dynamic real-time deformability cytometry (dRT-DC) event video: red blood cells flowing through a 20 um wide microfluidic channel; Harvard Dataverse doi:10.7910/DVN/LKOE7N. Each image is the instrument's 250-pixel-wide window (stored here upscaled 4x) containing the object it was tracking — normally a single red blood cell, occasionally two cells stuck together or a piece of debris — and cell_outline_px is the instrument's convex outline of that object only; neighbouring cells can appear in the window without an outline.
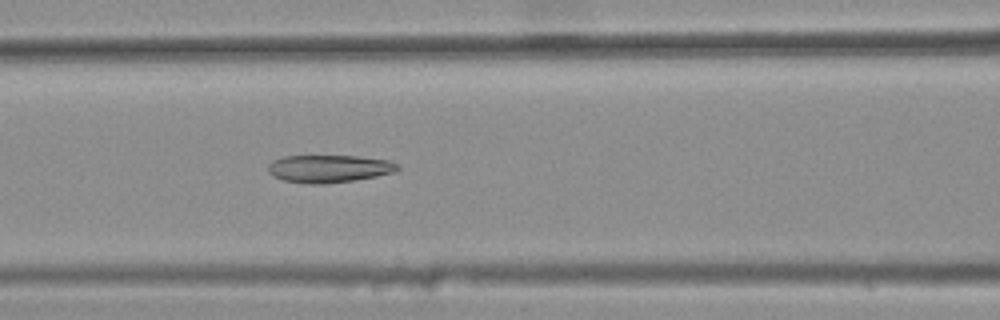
{"species": "common noctule bat (a hibernating species)", "species_latin": "Nyctalus noctula", "temperature_condition": "warm", "stored_images_in_passage": 38, "camera_frame_rate_fps": 3000, "um_per_image_px": 0.085, "animal": {"sex": "female", "body_mass_g": 25.1}, "frame": {"image": 1, "passage_image": 15, "time_ms": 4.667, "image_size_px": [1000, 320], "cell_outline_px": [[400, 168], [392, 172], [376, 176], [356, 180], [324, 184], [308, 184], [284, 180], [272, 176], [268, 172], [268, 164], [272, 160], [284, 156], [356, 156], [388, 160], [400, 164]], "centroid_in_image_um": [27.94, 14.34], "position_along_channel_um": 138.7, "area_um2": 20.92}}
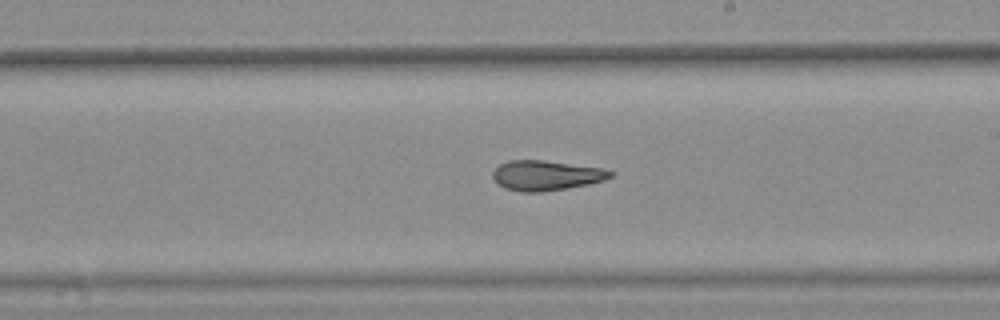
{"frame": {"image": 2, "passage_image": 23, "time_ms": 7.333, "image_size_px": [1000, 320], "cell_outline_px": [[612, 176], [604, 180], [588, 184], [544, 192], [520, 192], [504, 188], [496, 184], [492, 176], [492, 172], [500, 164], [508, 160], [544, 160], [604, 168], [612, 172]], "centroid_in_image_um": [46.38, 14.91], "position_along_channel_um": 242.6, "area_um2": 20.69}}
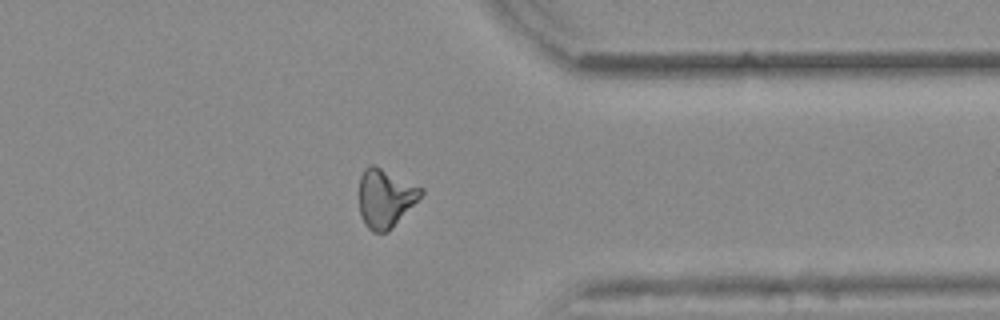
{"frame": {"image": 3, "passage_image": 34, "time_ms": 11.0, "image_size_px": [1000, 320], "cell_outline_px": [[424, 192], [392, 228], [388, 232], [372, 232], [364, 224], [360, 216], [360, 176], [364, 168], [372, 164], [376, 164], [424, 188]], "centroid_in_image_um": [32.74, 16.81], "position_along_channel_um": 378.7, "area_um2": 21.21}, "authors_computed_cell_mechanics": {"area_um2": 20.9236, "velocity_mm_per_s": 3.9087, "shape_relaxation_time_tau1_ms": null, "shape_relaxation_time_tau2_ms": 5.9982, "deformation_change_tau1": null, "deformation_change_tau2": 0.1524}}